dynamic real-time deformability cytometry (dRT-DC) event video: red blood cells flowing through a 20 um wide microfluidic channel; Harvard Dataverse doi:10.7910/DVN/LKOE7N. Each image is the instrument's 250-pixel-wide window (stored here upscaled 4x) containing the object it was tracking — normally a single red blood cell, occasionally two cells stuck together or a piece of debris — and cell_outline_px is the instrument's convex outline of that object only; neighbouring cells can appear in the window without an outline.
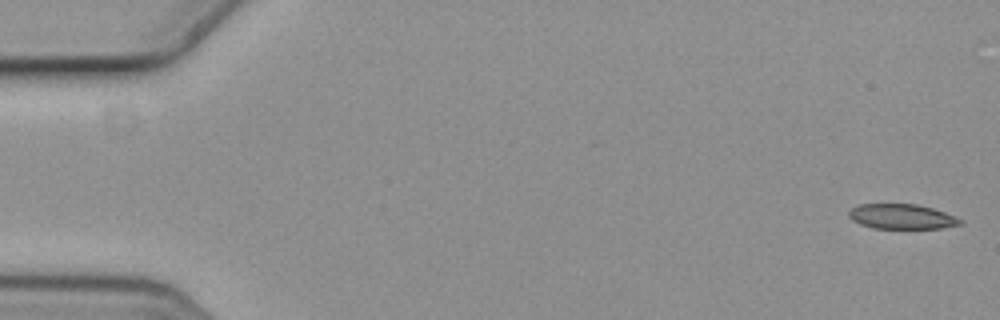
{"species": "common noctule bat (a hibernating species)", "species_latin": "Nyctalus noctula", "temperature_condition": "cold", "stored_images_in_passage": 6, "camera_frame_rate_fps": 3000, "um_per_image_px": 0.085, "animal": {"sex": "female", "body_mass_g": 19.3, "forearm_length_mm": 54.1}, "frame": {"image": 1, "passage_image": 1, "time_ms": 0.0, "image_size_px": [1000, 320], "cell_outline_px": [[964, 224], [940, 228], [872, 228], [860, 224], [852, 220], [848, 216], [848, 212], [852, 208], [860, 204], [916, 204], [932, 208], [944, 212], [964, 220]], "centroid_in_image_um": [76.66, 18.41], "position_along_channel_um": 8.3, "area_um2": 16.18}}
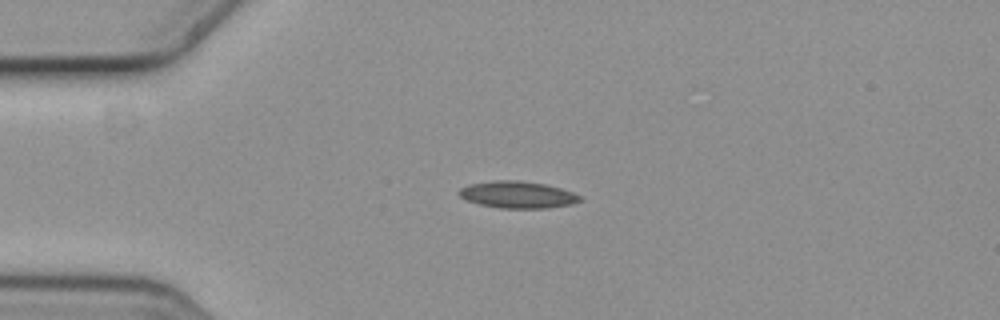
{"frame": {"image": 2, "passage_image": 4, "time_ms": 1.0, "image_size_px": [1000, 320], "cell_outline_px": [[584, 200], [572, 204], [548, 208], [500, 208], [480, 204], [464, 200], [456, 192], [460, 188], [472, 184], [496, 180], [516, 180], [544, 184], [560, 188], [572, 192], [580, 196]], "centroid_in_image_um": [43.99, 16.56], "position_along_channel_um": 41.0, "area_um2": 18.9}}
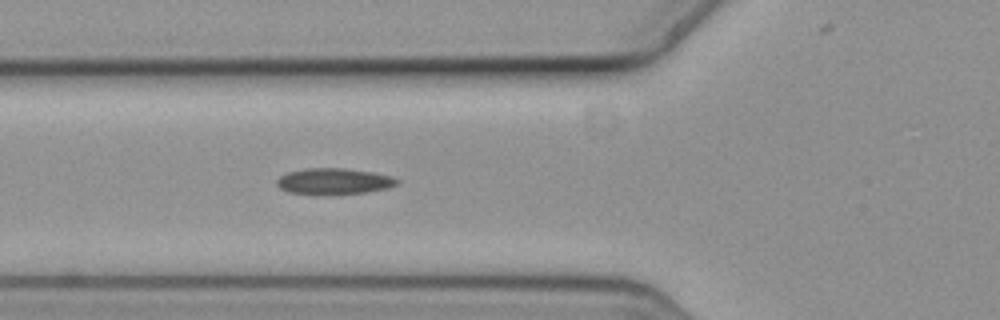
{"frame": {"image": 3, "passage_image": 6, "time_ms": 1.667, "image_size_px": [1000, 320], "cell_outline_px": [[400, 180], [396, 184], [388, 188], [364, 192], [324, 196], [316, 196], [288, 192], [280, 188], [276, 184], [276, 180], [280, 176], [288, 172], [304, 168], [344, 168], [372, 172], [392, 176]], "centroid_in_image_um": [28.33, 15.43], "position_along_channel_um": 97.5, "area_um2": 18.73}}